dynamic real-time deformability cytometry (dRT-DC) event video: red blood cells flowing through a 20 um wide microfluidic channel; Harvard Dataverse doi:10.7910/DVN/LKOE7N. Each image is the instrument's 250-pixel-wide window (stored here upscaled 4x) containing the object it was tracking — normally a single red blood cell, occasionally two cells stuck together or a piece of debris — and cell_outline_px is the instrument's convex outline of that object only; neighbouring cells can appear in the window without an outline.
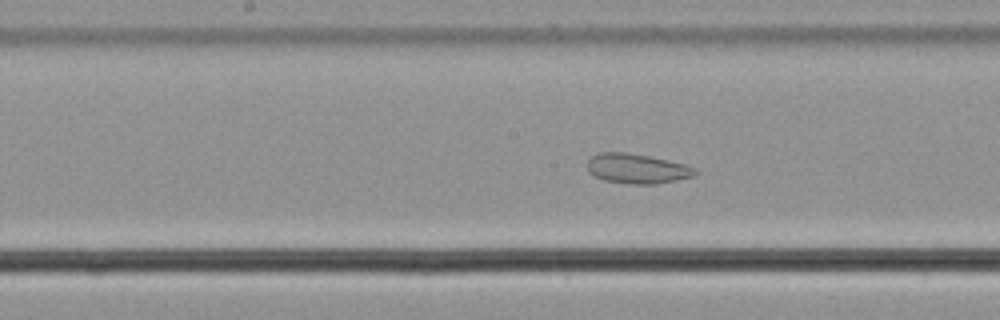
{"species": "common noctule bat (a hibernating species)", "species_latin": "Nyctalus noctula", "temperature_condition": "cold", "stored_images_in_passage": 53, "camera_frame_rate_fps": 3000, "um_per_image_px": 0.085, "animal": {"sex": "male", "body_mass_g": 21.5, "forearm_length_mm": 52.0}, "frame": {"image": 1, "passage_image": 25, "time_ms": 8.0, "image_size_px": [1000, 320], "cell_outline_px": [[696, 176], [656, 184], [628, 184], [604, 180], [592, 176], [588, 172], [588, 160], [592, 156], [600, 152], [624, 152], [648, 156], [668, 160], [684, 164], [696, 168]], "centroid_in_image_um": [54.13, 14.34], "position_along_channel_um": 194.1, "area_um2": 18.79}}
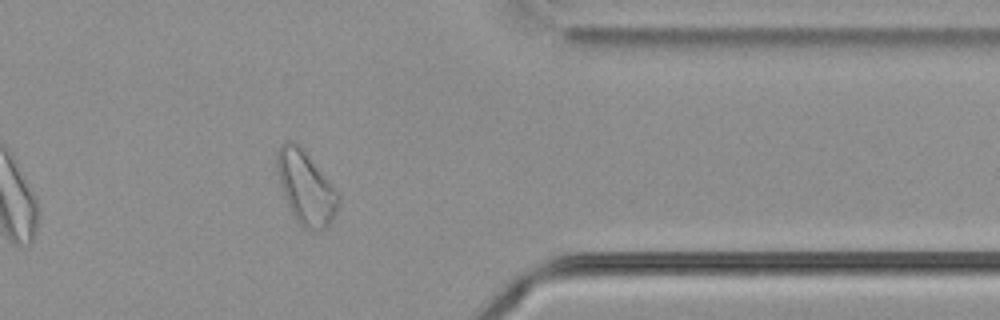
{"frame": {"image": 2, "passage_image": 42, "time_ms": 13.667, "image_size_px": [1000, 320], "cell_outline_px": [[340, 200], [336, 212], [332, 220], [324, 228], [304, 228], [296, 220], [284, 196], [280, 184], [276, 168], [276, 152], [280, 144], [284, 140], [292, 140], [300, 144], [340, 196]], "centroid_in_image_um": [25.96, 15.88], "position_along_channel_um": 385.4, "area_um2": 25.84}}
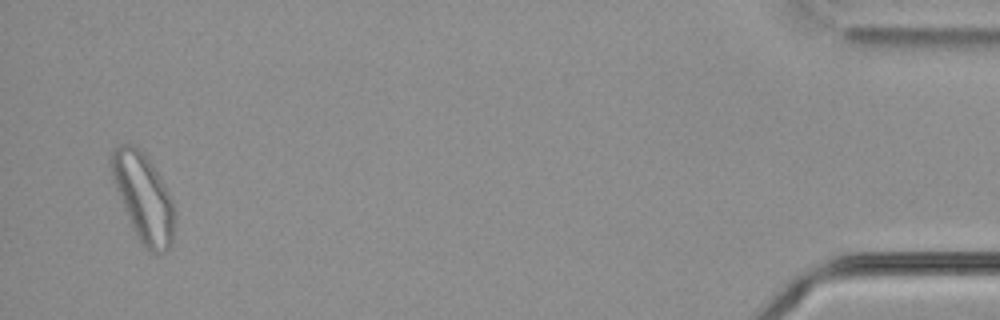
{"frame": {"image": 3, "passage_image": 51, "time_ms": 16.667, "image_size_px": [1000, 320], "cell_outline_px": [[176, 220], [172, 240], [168, 252], [148, 252], [140, 244], [116, 188], [112, 176], [108, 156], [112, 148], [120, 144], [132, 144], [140, 148], [144, 152], [152, 164], [168, 192], [172, 200], [176, 212]], "centroid_in_image_um": [12.2, 16.78], "position_along_channel_um": 423.0, "area_um2": 32.6}, "authors_computed_cell_mechanics": {"area_um2": 25.8366, "velocity_mm_per_s": 3.615, "shape_relaxation_time_tau1_ms": null, "shape_relaxation_time_tau2_ms": 3.5252, "deformation_change_tau1": null, "deformation_change_tau2": 0.0957}}